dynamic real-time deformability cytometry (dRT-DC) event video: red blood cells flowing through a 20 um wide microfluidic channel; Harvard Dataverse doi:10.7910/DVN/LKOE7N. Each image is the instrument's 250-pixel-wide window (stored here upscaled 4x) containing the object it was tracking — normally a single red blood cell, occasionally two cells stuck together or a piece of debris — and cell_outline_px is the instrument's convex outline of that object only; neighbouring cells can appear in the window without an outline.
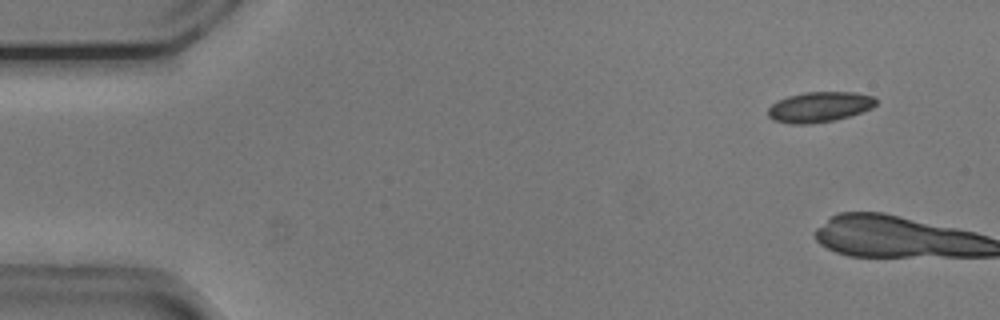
{"species": "common noctule bat (a hibernating species)", "species_latin": "Nyctalus noctula", "temperature_condition": "cold", "stored_images_in_passage": 7, "camera_frame_rate_fps": 3000, "um_per_image_px": 0.085, "animal": {"sex": "male", "body_mass_g": 20.5, "forearm_length_mm": 52.5}, "frame": {"image": 1, "passage_image": 5, "time_ms": 1.333, "image_size_px": [1000, 320], "cell_outline_px": [[876, 104], [872, 108], [836, 120], [808, 124], [792, 124], [772, 120], [768, 116], [768, 108], [776, 100], [788, 96], [804, 92], [852, 92], [872, 96], [876, 100]], "centroid_in_image_um": [69.61, 9.09], "position_along_channel_um": 15.4, "area_um2": 19.07}}